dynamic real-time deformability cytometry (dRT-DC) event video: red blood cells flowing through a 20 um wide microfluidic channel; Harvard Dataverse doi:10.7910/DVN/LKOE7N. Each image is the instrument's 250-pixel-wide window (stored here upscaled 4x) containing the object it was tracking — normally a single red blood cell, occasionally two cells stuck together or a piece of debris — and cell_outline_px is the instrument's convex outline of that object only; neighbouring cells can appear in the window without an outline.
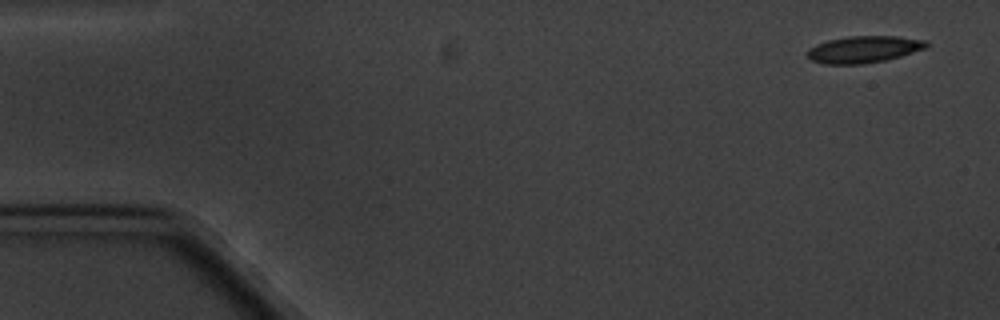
{"species": "common noctule bat (a hibernating species)", "species_latin": "Nyctalus noctula", "temperature_condition": "cold", "stored_images_in_passage": 6, "segment_of_instrument_passage": [1, 2], "camera_frame_rate_fps": 3000, "um_per_image_px": 0.085, "animal": {"sex": "male", "body_mass_g": 20.1, "forearm_length_mm": 53.5}, "frame": {"image": 1, "passage_image": 1, "time_ms": 0.0, "image_size_px": [1000, 320], "cell_outline_px": [[928, 48], [900, 56], [884, 60], [860, 64], [824, 64], [812, 60], [808, 56], [808, 48], [816, 44], [828, 40], [848, 36], [900, 36], [928, 40]], "centroid_in_image_um": [73.46, 4.18], "position_along_channel_um": 11.5, "area_um2": 18.67}}